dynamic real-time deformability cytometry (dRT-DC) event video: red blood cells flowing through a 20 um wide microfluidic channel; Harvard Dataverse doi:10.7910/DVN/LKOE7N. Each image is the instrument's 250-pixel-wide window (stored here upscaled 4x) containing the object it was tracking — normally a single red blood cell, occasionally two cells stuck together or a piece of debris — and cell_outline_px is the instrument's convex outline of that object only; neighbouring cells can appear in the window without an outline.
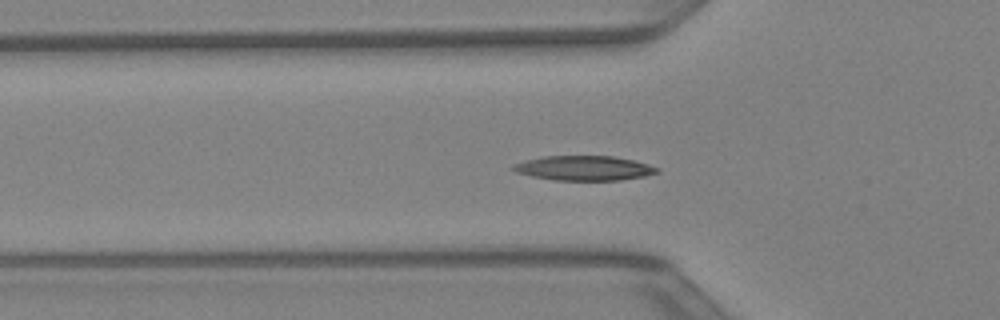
{"species": "Egyptian fruit bat (a non-hibernating species)", "species_latin": "Rousettus aegyptiacus", "temperature_condition": "warm", "stored_images_in_passage": 37, "camera_frame_rate_fps": 3000, "um_per_image_px": 0.085, "animal": {"sex": "female"}, "frame": {"image": 1, "passage_image": 8, "time_ms": 2.333, "image_size_px": [1000, 320], "cell_outline_px": [[660, 172], [644, 176], [620, 180], [552, 180], [532, 176], [516, 172], [508, 168], [512, 164], [544, 156], [612, 156], [632, 160], [648, 164], [660, 168]], "centroid_in_image_um": [49.63, 14.29], "position_along_channel_um": 76.2, "area_um2": 20.69}}
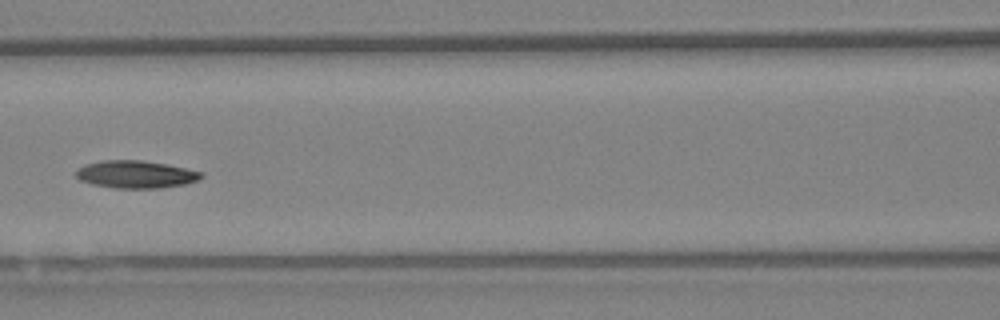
{"frame": {"image": 2, "passage_image": 13, "time_ms": 4.0, "image_size_px": [1000, 320], "cell_outline_px": [[204, 176], [200, 180], [184, 184], [160, 188], [112, 188], [92, 184], [80, 180], [76, 176], [76, 172], [84, 164], [104, 160], [140, 160], [168, 164], [204, 172]], "centroid_in_image_um": [11.58, 14.82], "position_along_channel_um": 155.0, "area_um2": 20.23}}
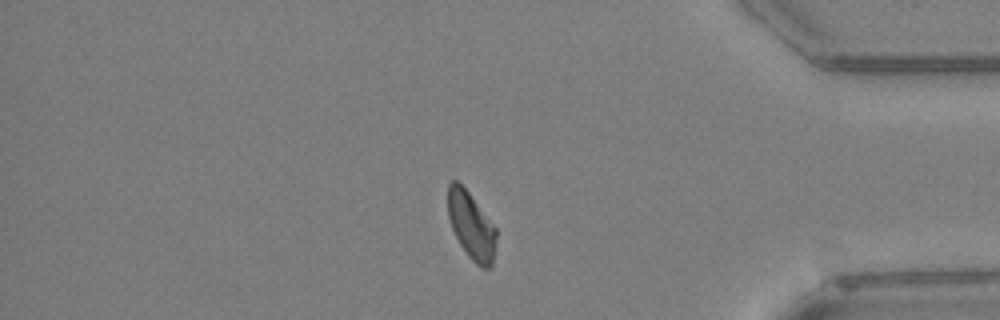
{"frame": {"image": 3, "passage_image": 30, "time_ms": 9.667, "image_size_px": [1000, 320], "cell_outline_px": [[496, 236], [492, 264], [488, 268], [480, 268], [468, 256], [460, 244], [452, 228], [448, 216], [448, 184], [452, 180], [456, 180], [468, 192], [496, 228]], "centroid_in_image_um": [40.04, 19.19], "position_along_channel_um": 395.2, "area_um2": 18.55}}